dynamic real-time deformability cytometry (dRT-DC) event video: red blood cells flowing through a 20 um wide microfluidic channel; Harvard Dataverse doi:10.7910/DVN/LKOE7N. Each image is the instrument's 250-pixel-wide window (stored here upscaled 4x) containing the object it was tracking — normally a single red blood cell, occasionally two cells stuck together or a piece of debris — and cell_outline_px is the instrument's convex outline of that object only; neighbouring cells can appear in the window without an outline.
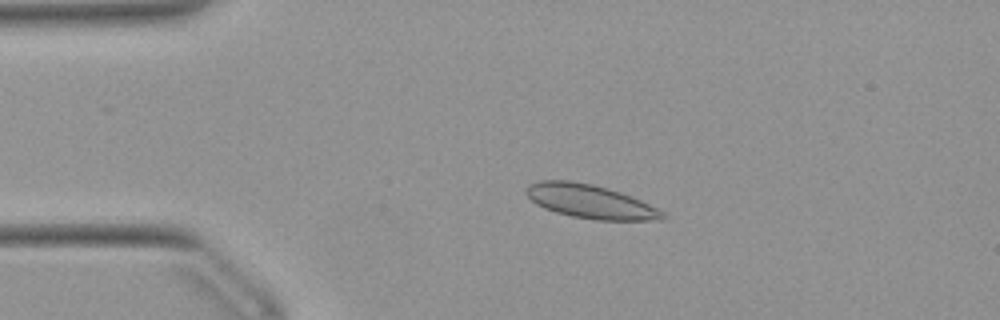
{"species": "Egyptian fruit bat (a non-hibernating species)", "species_latin": "Rousettus aegyptiacus", "temperature_condition": "warm", "stored_images_in_passage": 53, "camera_frame_rate_fps": 3000, "um_per_image_px": 0.085, "animal": {"sex": "female"}, "frame": {"image": 1, "passage_image": 11, "time_ms": 3.333, "image_size_px": [1000, 320], "cell_outline_px": [[668, 216], [664, 220], [596, 220], [572, 216], [556, 212], [544, 208], [536, 204], [524, 192], [528, 184], [540, 180], [568, 180], [592, 184], [608, 188], [620, 192], [640, 200], [664, 212]], "centroid_in_image_um": [50.16, 17.13], "position_along_channel_um": 34.8, "area_um2": 26.82}}
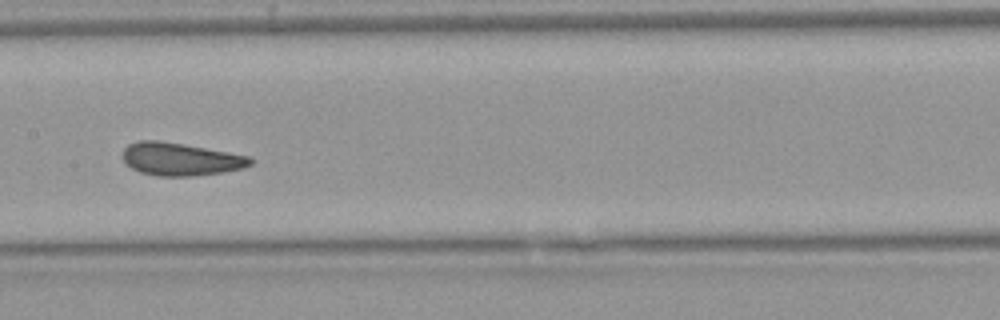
{"frame": {"image": 2, "passage_image": 26, "time_ms": 8.333, "image_size_px": [1000, 320], "cell_outline_px": [[252, 164], [244, 168], [224, 172], [192, 176], [156, 176], [140, 172], [132, 168], [120, 156], [124, 148], [128, 144], [140, 140], [156, 140], [184, 144], [252, 156]], "centroid_in_image_um": [15.35, 13.52], "position_along_channel_um": 192.1, "area_um2": 24.62}}
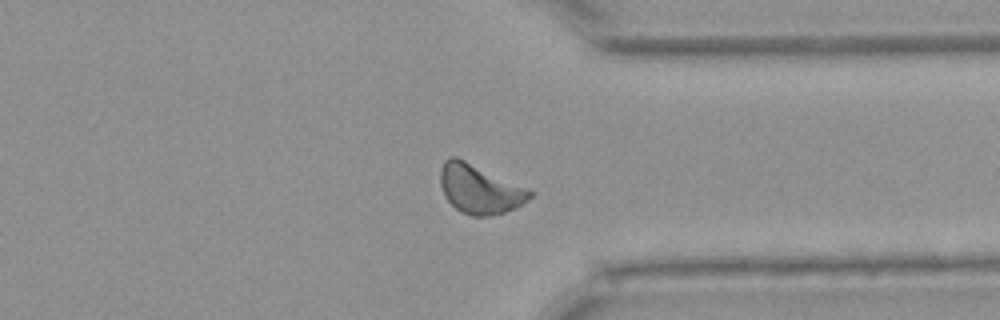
{"frame": {"image": 3, "passage_image": 40, "time_ms": 13.0, "image_size_px": [1000, 320], "cell_outline_px": [[532, 196], [528, 200], [516, 208], [504, 212], [488, 216], [472, 216], [460, 212], [448, 200], [440, 184], [440, 168], [444, 160], [452, 156], [456, 156], [524, 188], [532, 192]], "centroid_in_image_um": [40.72, 16.08], "position_along_channel_um": 370.7, "area_um2": 24.97}, "authors_computed_cell_mechanics": {"area_um2": 24.5072, "velocity_mm_per_s": 3.8945, "shape_relaxation_time_tau1_ms": 7.0199, "shape_relaxation_time_tau2_ms": 1.0691, "deformation_change_tau1": 0.1123, "deformation_change_tau2": 0.0595}}